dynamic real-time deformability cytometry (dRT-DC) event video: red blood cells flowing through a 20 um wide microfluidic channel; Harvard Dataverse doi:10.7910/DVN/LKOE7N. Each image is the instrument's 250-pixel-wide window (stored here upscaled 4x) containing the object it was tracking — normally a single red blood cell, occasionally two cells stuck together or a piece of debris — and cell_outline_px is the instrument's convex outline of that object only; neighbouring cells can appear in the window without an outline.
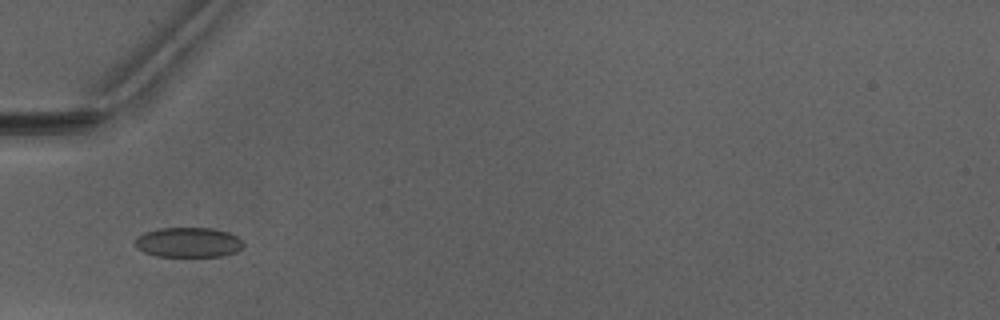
{"species": "Egyptian fruit bat (a non-hibernating species)", "species_latin": "Rousettus aegyptiacus", "temperature_condition": "warm", "stored_images_in_passage": 4, "camera_frame_rate_fps": 3000, "um_per_image_px": 0.085, "animal": {"sex": "male"}, "frame": {"image": 1, "passage_image": 3, "time_ms": 2.667, "image_size_px": [1000, 320], "cell_outline_px": [[244, 244], [236, 252], [224, 256], [156, 256], [144, 252], [136, 248], [136, 240], [144, 232], [160, 228], [212, 228], [228, 232], [236, 236]], "centroid_in_image_um": [16.01, 20.6], "position_along_channel_um": 69.0, "area_um2": 18.73}}